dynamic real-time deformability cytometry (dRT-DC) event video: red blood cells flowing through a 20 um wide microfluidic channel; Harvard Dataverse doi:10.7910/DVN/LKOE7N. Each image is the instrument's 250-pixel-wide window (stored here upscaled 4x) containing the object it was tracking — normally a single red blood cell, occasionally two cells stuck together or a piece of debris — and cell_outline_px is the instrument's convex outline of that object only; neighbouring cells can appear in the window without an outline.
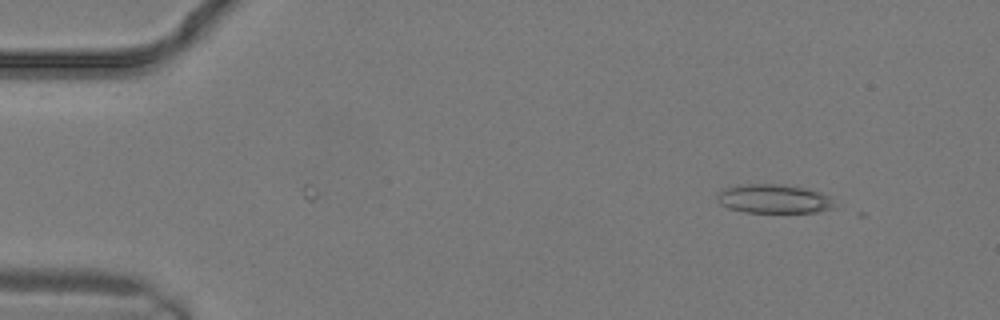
{"species": "common noctule bat (a hibernating species)", "species_latin": "Nyctalus noctula", "temperature_condition": "warm", "stored_images_in_passage": 4, "camera_frame_rate_fps": 3000, "um_per_image_px": 0.085, "animal": {"sex": "male", "body_mass_g": 19.2, "forearm_length_mm": 51.8}, "frame": {"image": 1, "passage_image": 1, "time_ms": 0.0, "image_size_px": [1000, 320], "cell_outline_px": [[836, 208], [816, 212], [744, 212], [728, 208], [720, 204], [716, 200], [716, 192], [720, 188], [740, 184], [784, 184], [808, 188], [832, 196]], "centroid_in_image_um": [65.76, 16.88], "position_along_channel_um": 19.2, "area_um2": 20.4}}